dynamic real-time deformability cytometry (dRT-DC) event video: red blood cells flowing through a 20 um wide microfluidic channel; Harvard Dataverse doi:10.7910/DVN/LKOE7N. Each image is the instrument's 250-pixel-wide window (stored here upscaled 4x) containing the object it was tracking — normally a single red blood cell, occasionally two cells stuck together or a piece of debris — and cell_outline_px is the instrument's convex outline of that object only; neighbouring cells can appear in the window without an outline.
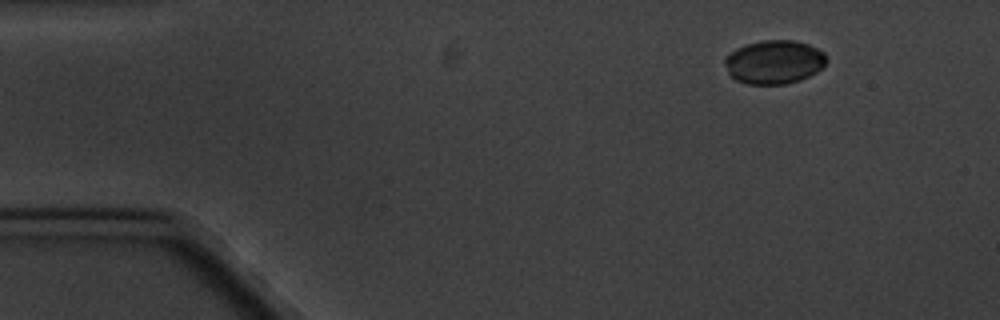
{"species": "common noctule bat (a hibernating species)", "species_latin": "Nyctalus noctula", "temperature_condition": "cold", "stored_images_in_passage": 4, "camera_frame_rate_fps": 3000, "um_per_image_px": 0.085, "animal": {"sex": "male", "body_mass_g": 20.1, "forearm_length_mm": 53.5}, "frame": {"image": 1, "passage_image": 1, "time_ms": 0.0, "image_size_px": [1000, 320], "cell_outline_px": [[828, 60], [816, 72], [800, 80], [784, 84], [748, 84], [736, 80], [728, 72], [724, 64], [724, 60], [736, 48], [760, 40], [792, 40], [808, 44], [824, 52]], "centroid_in_image_um": [65.81, 5.27], "position_along_channel_um": 19.2, "area_um2": 25.72}}
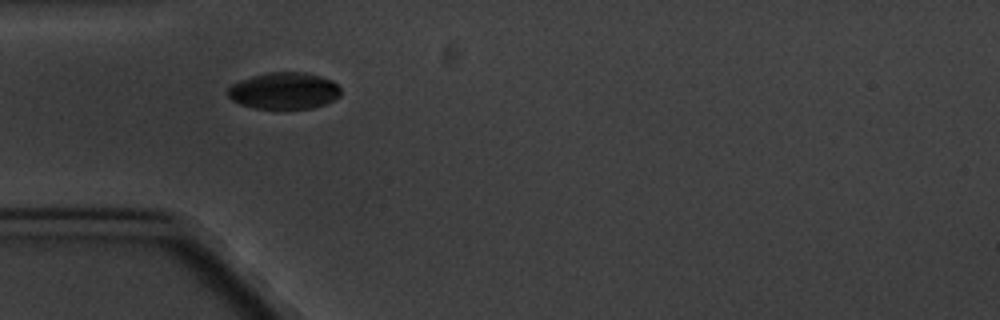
{"frame": {"image": 2, "passage_image": 4, "time_ms": 3.667, "image_size_px": [1000, 320], "cell_outline_px": [[340, 96], [324, 104], [312, 108], [256, 108], [240, 104], [232, 100], [228, 96], [228, 88], [232, 84], [240, 80], [264, 72], [304, 72], [320, 76], [332, 80], [340, 88]], "centroid_in_image_um": [24.14, 7.7], "position_along_channel_um": 60.9, "area_um2": 24.04}}